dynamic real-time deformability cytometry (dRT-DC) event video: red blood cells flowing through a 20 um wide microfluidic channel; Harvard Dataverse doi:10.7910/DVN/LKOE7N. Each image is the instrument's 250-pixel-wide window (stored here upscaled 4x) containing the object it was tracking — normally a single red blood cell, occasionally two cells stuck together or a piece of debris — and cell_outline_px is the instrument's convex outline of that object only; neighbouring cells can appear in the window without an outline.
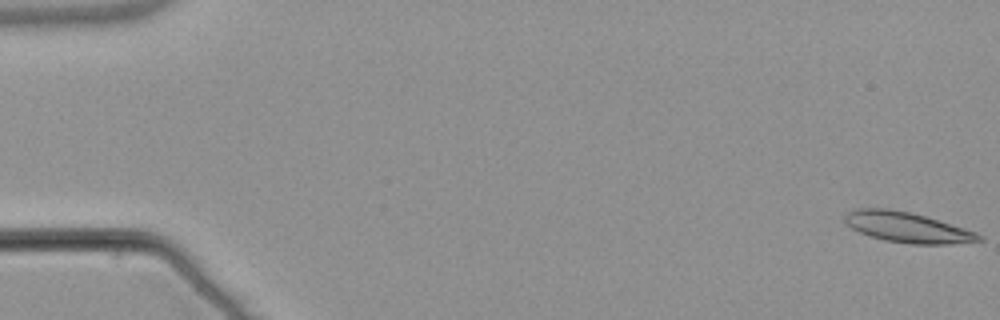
{"species": "common noctule bat (a hibernating species)", "species_latin": "Nyctalus noctula", "temperature_condition": "warm", "stored_images_in_passage": 55, "camera_frame_rate_fps": 3000, "um_per_image_px": 0.085, "animal": {"sex": "male", "body_mass_g": 21.5, "forearm_length_mm": 52.0}, "frame": {"image": 1, "passage_image": 1, "time_ms": 0.0, "image_size_px": [1000, 320], "cell_outline_px": [[984, 240], [948, 244], [912, 244], [884, 240], [860, 232], [844, 224], [844, 216], [848, 212], [856, 208], [888, 208], [912, 212], [964, 228], [976, 232], [984, 236]], "centroid_in_image_um": [77.11, 19.31], "position_along_channel_um": 7.9, "area_um2": 23.7}}
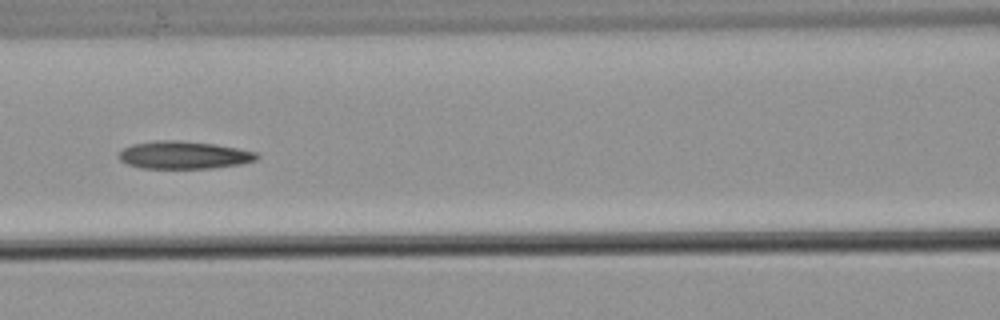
{"frame": {"image": 2, "passage_image": 25, "time_ms": 8.0, "image_size_px": [1000, 320], "cell_outline_px": [[260, 156], [256, 160], [240, 164], [212, 168], [140, 168], [128, 164], [120, 160], [116, 156], [124, 148], [132, 144], [156, 140], [176, 140], [216, 144], [256, 152]], "centroid_in_image_um": [15.61, 13.17], "position_along_channel_um": 151.0, "area_um2": 22.25}}
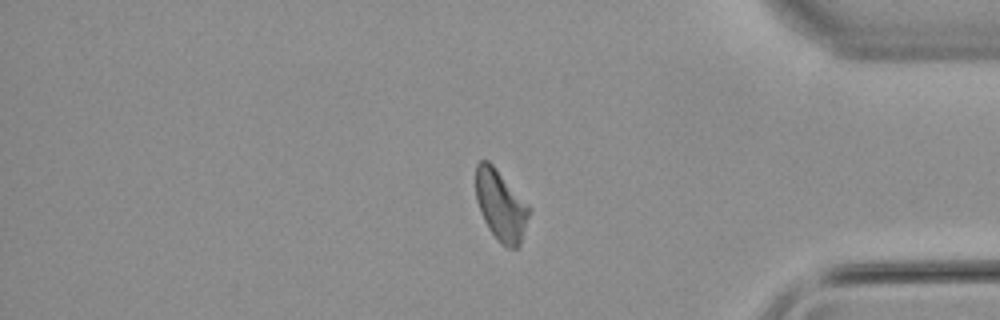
{"frame": {"image": 3, "passage_image": 46, "time_ms": 15.0, "image_size_px": [1000, 320], "cell_outline_px": [[532, 208], [520, 244], [516, 248], [508, 248], [500, 244], [488, 228], [484, 220], [476, 200], [476, 164], [480, 160], [488, 160], [496, 168]], "centroid_in_image_um": [42.58, 17.47], "position_along_channel_um": 392.6, "area_um2": 22.02}, "authors_computed_cell_mechanics": {"area_um2": 22.4264, "velocity_mm_per_s": 3.7962, "shape_relaxation_time_tau1_ms": null, "shape_relaxation_time_tau2_ms": 7.6471, "deformation_change_tau1": null, "deformation_change_tau2": 0.1844}}